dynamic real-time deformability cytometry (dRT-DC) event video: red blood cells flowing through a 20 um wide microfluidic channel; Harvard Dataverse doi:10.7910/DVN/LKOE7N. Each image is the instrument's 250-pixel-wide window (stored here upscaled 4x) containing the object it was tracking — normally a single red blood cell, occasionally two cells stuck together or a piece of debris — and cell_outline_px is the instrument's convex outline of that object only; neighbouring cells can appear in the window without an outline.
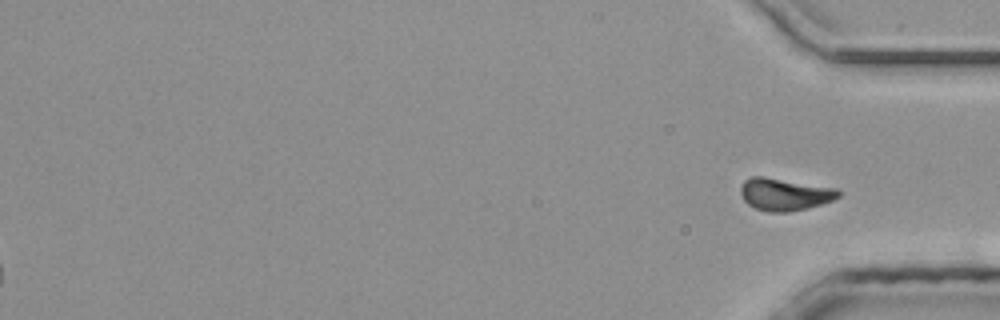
{"species": "common noctule bat (a hibernating species)", "species_latin": "Nyctalus noctula", "temperature_condition": "room temperature", "stored_images_in_passage": 35, "segment_of_instrument_passage": [2, 2], "camera_frame_rate_fps": 3000, "um_per_image_px": 0.085, "animal": {"sex": "male", "body_mass_g": 20.4}, "frame": {"image": 1, "passage_image": 35, "time_ms": 11.333, "image_size_px": [1000, 320], "cell_outline_px": [[840, 196], [832, 200], [808, 208], [788, 212], [768, 212], [756, 208], [748, 204], [744, 200], [740, 192], [740, 188], [744, 180], [752, 176], [764, 176], [840, 188]], "centroid_in_image_um": [66.71, 16.5], "position_along_channel_um": 368.5, "area_um2": 18.61}}